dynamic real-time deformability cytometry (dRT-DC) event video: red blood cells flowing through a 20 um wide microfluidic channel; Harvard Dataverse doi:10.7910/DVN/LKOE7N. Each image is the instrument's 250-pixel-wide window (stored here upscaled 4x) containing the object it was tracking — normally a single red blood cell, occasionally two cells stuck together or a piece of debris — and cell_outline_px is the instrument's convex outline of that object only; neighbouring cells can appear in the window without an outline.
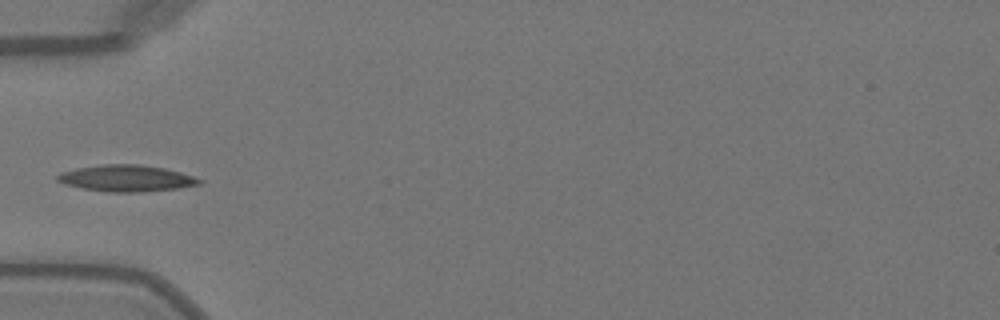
{"species": "Egyptian fruit bat (a non-hibernating species)", "species_latin": "Rousettus aegyptiacus", "temperature_condition": "warm", "stored_images_in_passage": 34, "camera_frame_rate_fps": 3000, "um_per_image_px": 0.085, "animal": {"sex": "female"}, "frame": {"image": 1, "passage_image": 1, "time_ms": 0.0, "image_size_px": [1000, 320], "cell_outline_px": [[204, 180], [200, 184], [180, 188], [140, 192], [108, 192], [84, 188], [64, 184], [56, 180], [56, 176], [60, 172], [76, 168], [104, 164], [140, 164], [164, 168], [180, 172]], "centroid_in_image_um": [10.74, 15.15], "position_along_channel_um": 74.3, "area_um2": 21.91}}
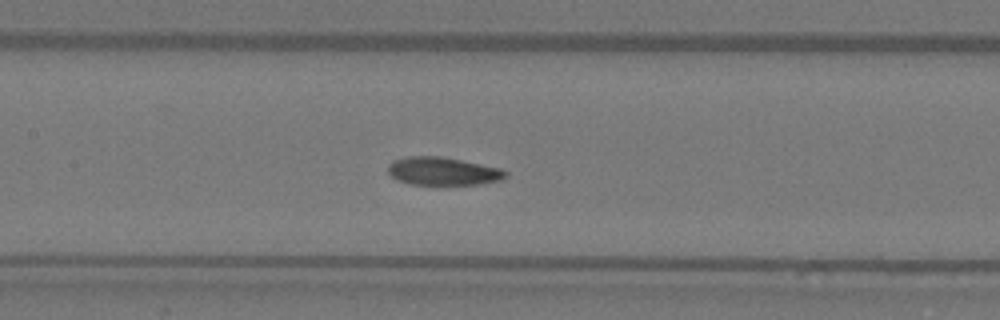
{"frame": {"image": 2, "passage_image": 8, "time_ms": 2.333, "image_size_px": [1000, 320], "cell_outline_px": [[508, 176], [500, 180], [480, 184], [412, 184], [396, 180], [388, 172], [388, 164], [392, 160], [408, 156], [440, 156], [500, 168], [508, 172]], "centroid_in_image_um": [37.62, 14.55], "position_along_channel_um": 169.8, "area_um2": 19.13}}
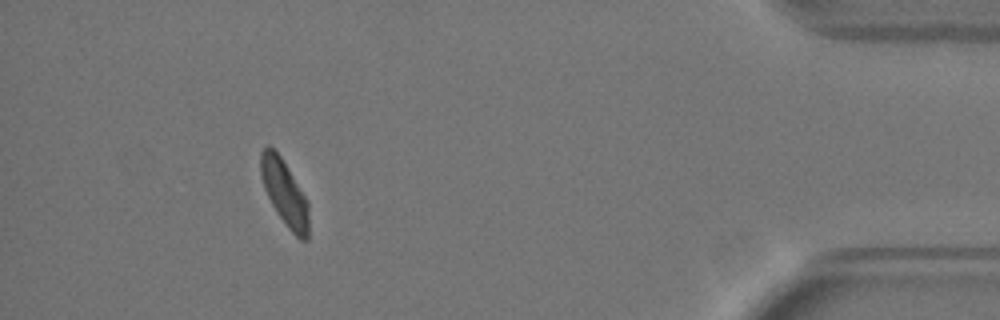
{"frame": {"image": 3, "passage_image": 30, "time_ms": 9.667, "image_size_px": [1000, 320], "cell_outline_px": [[308, 240], [300, 240], [288, 228], [276, 212], [264, 188], [260, 176], [260, 152], [268, 144], [280, 156], [308, 200]], "centroid_in_image_um": [24.18, 16.39], "position_along_channel_um": 411.0, "area_um2": 18.26}}